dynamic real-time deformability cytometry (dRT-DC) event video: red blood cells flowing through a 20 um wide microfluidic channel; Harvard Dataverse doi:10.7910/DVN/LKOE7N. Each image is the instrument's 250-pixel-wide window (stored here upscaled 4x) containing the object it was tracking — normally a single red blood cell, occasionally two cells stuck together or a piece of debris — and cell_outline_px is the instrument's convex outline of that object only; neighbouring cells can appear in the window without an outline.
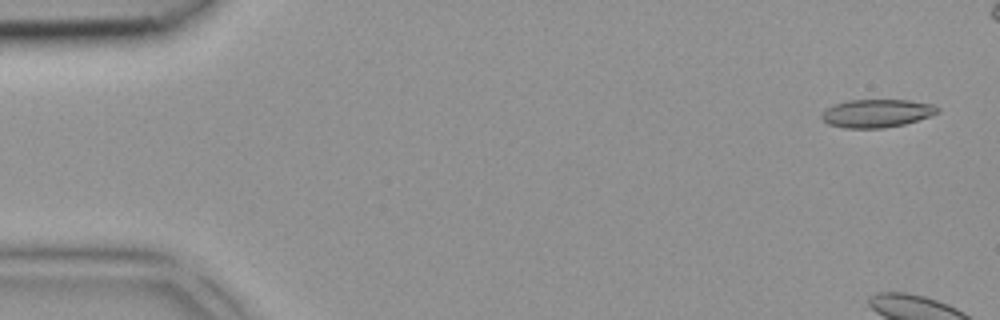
{"species": "common noctule bat (a hibernating species)", "species_latin": "Nyctalus noctula", "temperature_condition": "room temperature", "stored_images_in_passage": 9, "camera_frame_rate_fps": 3000, "um_per_image_px": 0.085, "animal": {"sex": "female", "body_mass_g": 18.4}, "frame": {"image": 1, "passage_image": 1, "time_ms": 0.0, "image_size_px": [1000, 320], "cell_outline_px": [[940, 112], [904, 124], [884, 128], [844, 128], [828, 124], [820, 116], [820, 112], [824, 108], [832, 104], [848, 100], [912, 100], [932, 104], [940, 108]], "centroid_in_image_um": [74.47, 9.62], "position_along_channel_um": 10.5, "area_um2": 19.19}}